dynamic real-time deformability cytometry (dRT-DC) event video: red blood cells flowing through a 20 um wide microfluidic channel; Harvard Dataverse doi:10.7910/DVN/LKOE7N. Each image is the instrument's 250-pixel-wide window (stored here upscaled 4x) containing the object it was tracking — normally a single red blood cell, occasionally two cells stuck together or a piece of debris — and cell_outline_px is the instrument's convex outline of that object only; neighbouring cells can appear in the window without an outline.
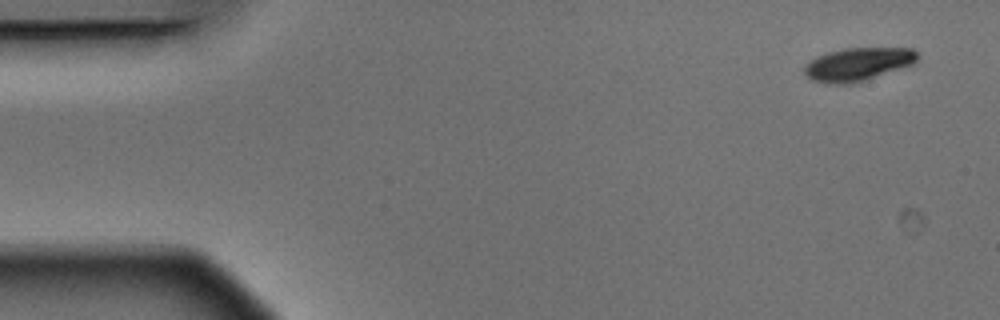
{"species": "Egyptian fruit bat (a non-hibernating species)", "species_latin": "Rousettus aegyptiacus", "temperature_condition": "warm", "stored_images_in_passage": 6, "camera_frame_rate_fps": 3000, "um_per_image_px": 0.085, "animal": {"sex": "male"}, "frame": {"image": 1, "passage_image": 1, "time_ms": 0.0, "image_size_px": [1000, 320], "cell_outline_px": [[920, 56], [916, 64], [848, 84], [824, 84], [812, 80], [804, 72], [804, 64], [816, 56], [828, 52], [844, 48], [912, 48]], "centroid_in_image_um": [72.92, 5.45], "position_along_channel_um": 12.1, "area_um2": 21.91}}
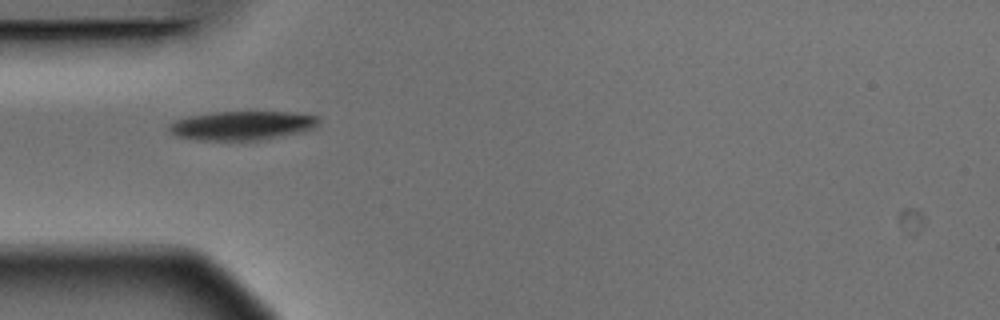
{"frame": {"image": 2, "passage_image": 5, "time_ms": 1.333, "image_size_px": [1000, 320], "cell_outline_px": [[320, 120], [316, 128], [304, 132], [260, 140], [200, 140], [176, 136], [168, 132], [168, 124], [176, 120], [188, 116], [216, 112], [288, 112], [320, 116]], "centroid_in_image_um": [20.6, 10.67], "position_along_channel_um": 64.4, "area_um2": 25.49}}
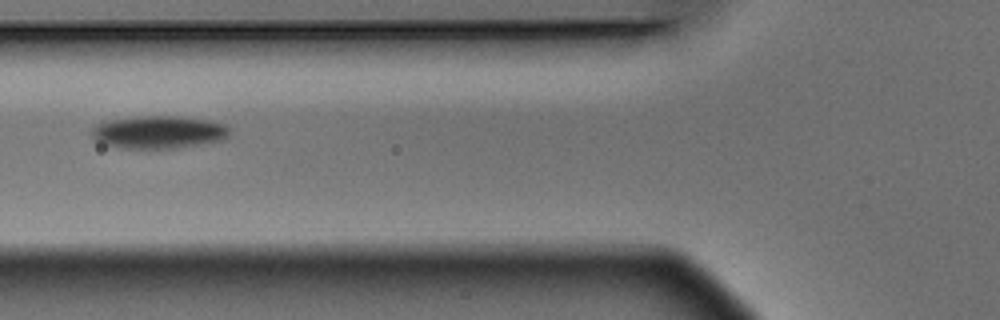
{"frame": {"image": 3, "passage_image": 6, "time_ms": 1.667, "image_size_px": [1000, 320], "cell_outline_px": [[228, 136], [224, 140], [176, 148], [124, 148], [108, 144], [96, 140], [92, 136], [92, 128], [96, 124], [112, 120], [140, 116], [176, 116], [212, 120], [228, 124]], "centroid_in_image_um": [13.55, 11.22], "position_along_channel_um": 112.2, "area_um2": 26.13}}